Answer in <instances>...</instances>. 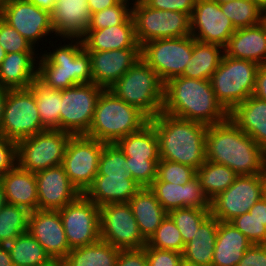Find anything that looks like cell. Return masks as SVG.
Returning a JSON list of instances; mask_svg holds the SVG:
<instances>
[{
	"instance_id": "1",
	"label": "cell",
	"mask_w": 266,
	"mask_h": 266,
	"mask_svg": "<svg viewBox=\"0 0 266 266\" xmlns=\"http://www.w3.org/2000/svg\"><path fill=\"white\" fill-rule=\"evenodd\" d=\"M206 160L225 165L238 176L255 175L263 170L266 152L229 117L208 126Z\"/></svg>"
},
{
	"instance_id": "2",
	"label": "cell",
	"mask_w": 266,
	"mask_h": 266,
	"mask_svg": "<svg viewBox=\"0 0 266 266\" xmlns=\"http://www.w3.org/2000/svg\"><path fill=\"white\" fill-rule=\"evenodd\" d=\"M162 112L207 126L229 118L219 103L211 81L178 76L164 84Z\"/></svg>"
},
{
	"instance_id": "3",
	"label": "cell",
	"mask_w": 266,
	"mask_h": 266,
	"mask_svg": "<svg viewBox=\"0 0 266 266\" xmlns=\"http://www.w3.org/2000/svg\"><path fill=\"white\" fill-rule=\"evenodd\" d=\"M149 122L158 137L160 160L178 162L195 170L206 161L207 125L164 112Z\"/></svg>"
},
{
	"instance_id": "4",
	"label": "cell",
	"mask_w": 266,
	"mask_h": 266,
	"mask_svg": "<svg viewBox=\"0 0 266 266\" xmlns=\"http://www.w3.org/2000/svg\"><path fill=\"white\" fill-rule=\"evenodd\" d=\"M69 40L70 43L44 53L37 61V77L52 89L93 82L90 54L82 39Z\"/></svg>"
},
{
	"instance_id": "5",
	"label": "cell",
	"mask_w": 266,
	"mask_h": 266,
	"mask_svg": "<svg viewBox=\"0 0 266 266\" xmlns=\"http://www.w3.org/2000/svg\"><path fill=\"white\" fill-rule=\"evenodd\" d=\"M149 118L138 108L117 98L109 89L100 94L91 127L85 135L106 144L141 130Z\"/></svg>"
},
{
	"instance_id": "6",
	"label": "cell",
	"mask_w": 266,
	"mask_h": 266,
	"mask_svg": "<svg viewBox=\"0 0 266 266\" xmlns=\"http://www.w3.org/2000/svg\"><path fill=\"white\" fill-rule=\"evenodd\" d=\"M109 90L149 119L162 112L164 83L141 58Z\"/></svg>"
},
{
	"instance_id": "7",
	"label": "cell",
	"mask_w": 266,
	"mask_h": 266,
	"mask_svg": "<svg viewBox=\"0 0 266 266\" xmlns=\"http://www.w3.org/2000/svg\"><path fill=\"white\" fill-rule=\"evenodd\" d=\"M258 68L257 63L223 54L210 81L217 100L228 113L253 95Z\"/></svg>"
},
{
	"instance_id": "8",
	"label": "cell",
	"mask_w": 266,
	"mask_h": 266,
	"mask_svg": "<svg viewBox=\"0 0 266 266\" xmlns=\"http://www.w3.org/2000/svg\"><path fill=\"white\" fill-rule=\"evenodd\" d=\"M132 2V18L140 46L156 39L191 35V21L188 14L153 9L143 0H132Z\"/></svg>"
},
{
	"instance_id": "9",
	"label": "cell",
	"mask_w": 266,
	"mask_h": 266,
	"mask_svg": "<svg viewBox=\"0 0 266 266\" xmlns=\"http://www.w3.org/2000/svg\"><path fill=\"white\" fill-rule=\"evenodd\" d=\"M45 130L47 129L41 123L34 91L30 87L9 89L0 133L18 143Z\"/></svg>"
},
{
	"instance_id": "10",
	"label": "cell",
	"mask_w": 266,
	"mask_h": 266,
	"mask_svg": "<svg viewBox=\"0 0 266 266\" xmlns=\"http://www.w3.org/2000/svg\"><path fill=\"white\" fill-rule=\"evenodd\" d=\"M73 135L47 129L17 143L18 166L37 173L62 165L67 144Z\"/></svg>"
},
{
	"instance_id": "11",
	"label": "cell",
	"mask_w": 266,
	"mask_h": 266,
	"mask_svg": "<svg viewBox=\"0 0 266 266\" xmlns=\"http://www.w3.org/2000/svg\"><path fill=\"white\" fill-rule=\"evenodd\" d=\"M192 50L193 37L191 35L156 39L141 45L140 57L165 84L170 79L183 74L192 56Z\"/></svg>"
},
{
	"instance_id": "12",
	"label": "cell",
	"mask_w": 266,
	"mask_h": 266,
	"mask_svg": "<svg viewBox=\"0 0 266 266\" xmlns=\"http://www.w3.org/2000/svg\"><path fill=\"white\" fill-rule=\"evenodd\" d=\"M103 90V87L93 82L63 89L60 130L73 136L86 135L93 121L97 100Z\"/></svg>"
},
{
	"instance_id": "13",
	"label": "cell",
	"mask_w": 266,
	"mask_h": 266,
	"mask_svg": "<svg viewBox=\"0 0 266 266\" xmlns=\"http://www.w3.org/2000/svg\"><path fill=\"white\" fill-rule=\"evenodd\" d=\"M106 143L85 135L72 136L62 166L71 183L84 194L98 173L99 158Z\"/></svg>"
},
{
	"instance_id": "14",
	"label": "cell",
	"mask_w": 266,
	"mask_h": 266,
	"mask_svg": "<svg viewBox=\"0 0 266 266\" xmlns=\"http://www.w3.org/2000/svg\"><path fill=\"white\" fill-rule=\"evenodd\" d=\"M99 224L100 239L116 248L142 249L146 245L129 203L101 206Z\"/></svg>"
},
{
	"instance_id": "15",
	"label": "cell",
	"mask_w": 266,
	"mask_h": 266,
	"mask_svg": "<svg viewBox=\"0 0 266 266\" xmlns=\"http://www.w3.org/2000/svg\"><path fill=\"white\" fill-rule=\"evenodd\" d=\"M58 211L70 249L91 245L100 240V207L84 194Z\"/></svg>"
},
{
	"instance_id": "16",
	"label": "cell",
	"mask_w": 266,
	"mask_h": 266,
	"mask_svg": "<svg viewBox=\"0 0 266 266\" xmlns=\"http://www.w3.org/2000/svg\"><path fill=\"white\" fill-rule=\"evenodd\" d=\"M264 196L260 174L238 176L233 184L211 200L210 212L222 222L249 212L251 207Z\"/></svg>"
},
{
	"instance_id": "17",
	"label": "cell",
	"mask_w": 266,
	"mask_h": 266,
	"mask_svg": "<svg viewBox=\"0 0 266 266\" xmlns=\"http://www.w3.org/2000/svg\"><path fill=\"white\" fill-rule=\"evenodd\" d=\"M0 17L34 47L41 38L54 33L50 12L38 8L29 0H5Z\"/></svg>"
},
{
	"instance_id": "18",
	"label": "cell",
	"mask_w": 266,
	"mask_h": 266,
	"mask_svg": "<svg viewBox=\"0 0 266 266\" xmlns=\"http://www.w3.org/2000/svg\"><path fill=\"white\" fill-rule=\"evenodd\" d=\"M190 21L191 36L196 41L217 44L223 48L236 31L222 12L220 4L212 0H197Z\"/></svg>"
},
{
	"instance_id": "19",
	"label": "cell",
	"mask_w": 266,
	"mask_h": 266,
	"mask_svg": "<svg viewBox=\"0 0 266 266\" xmlns=\"http://www.w3.org/2000/svg\"><path fill=\"white\" fill-rule=\"evenodd\" d=\"M28 232L42 245L50 258L64 260L71 250L58 210L30 212Z\"/></svg>"
},
{
	"instance_id": "20",
	"label": "cell",
	"mask_w": 266,
	"mask_h": 266,
	"mask_svg": "<svg viewBox=\"0 0 266 266\" xmlns=\"http://www.w3.org/2000/svg\"><path fill=\"white\" fill-rule=\"evenodd\" d=\"M39 210H59L81 193L71 183L62 165L35 173Z\"/></svg>"
},
{
	"instance_id": "21",
	"label": "cell",
	"mask_w": 266,
	"mask_h": 266,
	"mask_svg": "<svg viewBox=\"0 0 266 266\" xmlns=\"http://www.w3.org/2000/svg\"><path fill=\"white\" fill-rule=\"evenodd\" d=\"M93 83L109 89L140 59V48L88 51Z\"/></svg>"
},
{
	"instance_id": "22",
	"label": "cell",
	"mask_w": 266,
	"mask_h": 266,
	"mask_svg": "<svg viewBox=\"0 0 266 266\" xmlns=\"http://www.w3.org/2000/svg\"><path fill=\"white\" fill-rule=\"evenodd\" d=\"M149 189L155 194L156 199L167 213L184 207L211 208V201L201 188L197 176L185 185L162 182L156 178Z\"/></svg>"
},
{
	"instance_id": "23",
	"label": "cell",
	"mask_w": 266,
	"mask_h": 266,
	"mask_svg": "<svg viewBox=\"0 0 266 266\" xmlns=\"http://www.w3.org/2000/svg\"><path fill=\"white\" fill-rule=\"evenodd\" d=\"M55 36L82 39L91 23L87 0H56L50 12Z\"/></svg>"
},
{
	"instance_id": "24",
	"label": "cell",
	"mask_w": 266,
	"mask_h": 266,
	"mask_svg": "<svg viewBox=\"0 0 266 266\" xmlns=\"http://www.w3.org/2000/svg\"><path fill=\"white\" fill-rule=\"evenodd\" d=\"M140 189L129 173L96 175L84 195L101 207L111 203H128Z\"/></svg>"
},
{
	"instance_id": "25",
	"label": "cell",
	"mask_w": 266,
	"mask_h": 266,
	"mask_svg": "<svg viewBox=\"0 0 266 266\" xmlns=\"http://www.w3.org/2000/svg\"><path fill=\"white\" fill-rule=\"evenodd\" d=\"M224 54L259 65L266 63V19L258 25L236 29L224 47Z\"/></svg>"
},
{
	"instance_id": "26",
	"label": "cell",
	"mask_w": 266,
	"mask_h": 266,
	"mask_svg": "<svg viewBox=\"0 0 266 266\" xmlns=\"http://www.w3.org/2000/svg\"><path fill=\"white\" fill-rule=\"evenodd\" d=\"M87 51H109L140 48L132 15L122 24L100 30H88L82 38Z\"/></svg>"
},
{
	"instance_id": "27",
	"label": "cell",
	"mask_w": 266,
	"mask_h": 266,
	"mask_svg": "<svg viewBox=\"0 0 266 266\" xmlns=\"http://www.w3.org/2000/svg\"><path fill=\"white\" fill-rule=\"evenodd\" d=\"M229 117L266 152V101L251 95Z\"/></svg>"
},
{
	"instance_id": "28",
	"label": "cell",
	"mask_w": 266,
	"mask_h": 266,
	"mask_svg": "<svg viewBox=\"0 0 266 266\" xmlns=\"http://www.w3.org/2000/svg\"><path fill=\"white\" fill-rule=\"evenodd\" d=\"M6 201L29 212L38 209L36 175L21 169L18 165L1 177Z\"/></svg>"
},
{
	"instance_id": "29",
	"label": "cell",
	"mask_w": 266,
	"mask_h": 266,
	"mask_svg": "<svg viewBox=\"0 0 266 266\" xmlns=\"http://www.w3.org/2000/svg\"><path fill=\"white\" fill-rule=\"evenodd\" d=\"M35 52H17L6 54L0 64V85L7 89L29 88L37 77ZM36 64V66H34Z\"/></svg>"
},
{
	"instance_id": "30",
	"label": "cell",
	"mask_w": 266,
	"mask_h": 266,
	"mask_svg": "<svg viewBox=\"0 0 266 266\" xmlns=\"http://www.w3.org/2000/svg\"><path fill=\"white\" fill-rule=\"evenodd\" d=\"M252 242L230 222L219 221L212 266H237Z\"/></svg>"
},
{
	"instance_id": "31",
	"label": "cell",
	"mask_w": 266,
	"mask_h": 266,
	"mask_svg": "<svg viewBox=\"0 0 266 266\" xmlns=\"http://www.w3.org/2000/svg\"><path fill=\"white\" fill-rule=\"evenodd\" d=\"M128 203L132 208L140 234L147 241L168 213L149 188H141Z\"/></svg>"
},
{
	"instance_id": "32",
	"label": "cell",
	"mask_w": 266,
	"mask_h": 266,
	"mask_svg": "<svg viewBox=\"0 0 266 266\" xmlns=\"http://www.w3.org/2000/svg\"><path fill=\"white\" fill-rule=\"evenodd\" d=\"M219 220L210 215L198 228L182 252L183 259L204 266H212Z\"/></svg>"
},
{
	"instance_id": "33",
	"label": "cell",
	"mask_w": 266,
	"mask_h": 266,
	"mask_svg": "<svg viewBox=\"0 0 266 266\" xmlns=\"http://www.w3.org/2000/svg\"><path fill=\"white\" fill-rule=\"evenodd\" d=\"M224 48L217 44L203 43L193 38V50L181 76L186 78L210 80L217 70Z\"/></svg>"
},
{
	"instance_id": "34",
	"label": "cell",
	"mask_w": 266,
	"mask_h": 266,
	"mask_svg": "<svg viewBox=\"0 0 266 266\" xmlns=\"http://www.w3.org/2000/svg\"><path fill=\"white\" fill-rule=\"evenodd\" d=\"M116 144L127 160H160L158 137L150 122L141 130L121 138Z\"/></svg>"
},
{
	"instance_id": "35",
	"label": "cell",
	"mask_w": 266,
	"mask_h": 266,
	"mask_svg": "<svg viewBox=\"0 0 266 266\" xmlns=\"http://www.w3.org/2000/svg\"><path fill=\"white\" fill-rule=\"evenodd\" d=\"M120 250L100 239L94 244L71 249L63 260L64 266H116Z\"/></svg>"
},
{
	"instance_id": "36",
	"label": "cell",
	"mask_w": 266,
	"mask_h": 266,
	"mask_svg": "<svg viewBox=\"0 0 266 266\" xmlns=\"http://www.w3.org/2000/svg\"><path fill=\"white\" fill-rule=\"evenodd\" d=\"M30 88L34 91L41 123L46 129L60 130L62 90L52 89L36 77Z\"/></svg>"
},
{
	"instance_id": "37",
	"label": "cell",
	"mask_w": 266,
	"mask_h": 266,
	"mask_svg": "<svg viewBox=\"0 0 266 266\" xmlns=\"http://www.w3.org/2000/svg\"><path fill=\"white\" fill-rule=\"evenodd\" d=\"M196 176L210 201L228 189L238 177L229 167L208 160L196 170Z\"/></svg>"
},
{
	"instance_id": "38",
	"label": "cell",
	"mask_w": 266,
	"mask_h": 266,
	"mask_svg": "<svg viewBox=\"0 0 266 266\" xmlns=\"http://www.w3.org/2000/svg\"><path fill=\"white\" fill-rule=\"evenodd\" d=\"M6 246L14 266H38L51 259L29 232L18 236Z\"/></svg>"
},
{
	"instance_id": "39",
	"label": "cell",
	"mask_w": 266,
	"mask_h": 266,
	"mask_svg": "<svg viewBox=\"0 0 266 266\" xmlns=\"http://www.w3.org/2000/svg\"><path fill=\"white\" fill-rule=\"evenodd\" d=\"M29 216L25 208L6 203L0 211V244L7 245L28 232Z\"/></svg>"
},
{
	"instance_id": "40",
	"label": "cell",
	"mask_w": 266,
	"mask_h": 266,
	"mask_svg": "<svg viewBox=\"0 0 266 266\" xmlns=\"http://www.w3.org/2000/svg\"><path fill=\"white\" fill-rule=\"evenodd\" d=\"M220 6L235 29L258 25L266 18V13L251 0H233Z\"/></svg>"
},
{
	"instance_id": "41",
	"label": "cell",
	"mask_w": 266,
	"mask_h": 266,
	"mask_svg": "<svg viewBox=\"0 0 266 266\" xmlns=\"http://www.w3.org/2000/svg\"><path fill=\"white\" fill-rule=\"evenodd\" d=\"M179 229L184 244L191 240L200 225L211 215L210 209L184 207L168 213Z\"/></svg>"
},
{
	"instance_id": "42",
	"label": "cell",
	"mask_w": 266,
	"mask_h": 266,
	"mask_svg": "<svg viewBox=\"0 0 266 266\" xmlns=\"http://www.w3.org/2000/svg\"><path fill=\"white\" fill-rule=\"evenodd\" d=\"M146 245L151 248L171 250L179 253L183 252L185 246L179 229L168 214L162 220L157 230L146 241Z\"/></svg>"
},
{
	"instance_id": "43",
	"label": "cell",
	"mask_w": 266,
	"mask_h": 266,
	"mask_svg": "<svg viewBox=\"0 0 266 266\" xmlns=\"http://www.w3.org/2000/svg\"><path fill=\"white\" fill-rule=\"evenodd\" d=\"M130 0H120L116 5L92 13L88 30H100L124 23L132 15Z\"/></svg>"
},
{
	"instance_id": "44",
	"label": "cell",
	"mask_w": 266,
	"mask_h": 266,
	"mask_svg": "<svg viewBox=\"0 0 266 266\" xmlns=\"http://www.w3.org/2000/svg\"><path fill=\"white\" fill-rule=\"evenodd\" d=\"M127 158L117 144H105L99 158L97 175L127 173Z\"/></svg>"
},
{
	"instance_id": "45",
	"label": "cell",
	"mask_w": 266,
	"mask_h": 266,
	"mask_svg": "<svg viewBox=\"0 0 266 266\" xmlns=\"http://www.w3.org/2000/svg\"><path fill=\"white\" fill-rule=\"evenodd\" d=\"M196 176V170L190 166L169 160L158 163L157 178L162 182L185 185Z\"/></svg>"
},
{
	"instance_id": "46",
	"label": "cell",
	"mask_w": 266,
	"mask_h": 266,
	"mask_svg": "<svg viewBox=\"0 0 266 266\" xmlns=\"http://www.w3.org/2000/svg\"><path fill=\"white\" fill-rule=\"evenodd\" d=\"M229 222L252 244H266V226L250 212L236 216Z\"/></svg>"
},
{
	"instance_id": "47",
	"label": "cell",
	"mask_w": 266,
	"mask_h": 266,
	"mask_svg": "<svg viewBox=\"0 0 266 266\" xmlns=\"http://www.w3.org/2000/svg\"><path fill=\"white\" fill-rule=\"evenodd\" d=\"M0 45L9 53L35 52L34 46L0 17Z\"/></svg>"
},
{
	"instance_id": "48",
	"label": "cell",
	"mask_w": 266,
	"mask_h": 266,
	"mask_svg": "<svg viewBox=\"0 0 266 266\" xmlns=\"http://www.w3.org/2000/svg\"><path fill=\"white\" fill-rule=\"evenodd\" d=\"M160 160H127V173L141 188H149L157 178Z\"/></svg>"
},
{
	"instance_id": "49",
	"label": "cell",
	"mask_w": 266,
	"mask_h": 266,
	"mask_svg": "<svg viewBox=\"0 0 266 266\" xmlns=\"http://www.w3.org/2000/svg\"><path fill=\"white\" fill-rule=\"evenodd\" d=\"M146 251L148 266H179L183 257L182 253L151 248L147 245L143 247Z\"/></svg>"
},
{
	"instance_id": "50",
	"label": "cell",
	"mask_w": 266,
	"mask_h": 266,
	"mask_svg": "<svg viewBox=\"0 0 266 266\" xmlns=\"http://www.w3.org/2000/svg\"><path fill=\"white\" fill-rule=\"evenodd\" d=\"M17 165V143L0 133V176H4Z\"/></svg>"
},
{
	"instance_id": "51",
	"label": "cell",
	"mask_w": 266,
	"mask_h": 266,
	"mask_svg": "<svg viewBox=\"0 0 266 266\" xmlns=\"http://www.w3.org/2000/svg\"><path fill=\"white\" fill-rule=\"evenodd\" d=\"M143 1L153 9L184 12L191 17L197 0H143Z\"/></svg>"
},
{
	"instance_id": "52",
	"label": "cell",
	"mask_w": 266,
	"mask_h": 266,
	"mask_svg": "<svg viewBox=\"0 0 266 266\" xmlns=\"http://www.w3.org/2000/svg\"><path fill=\"white\" fill-rule=\"evenodd\" d=\"M237 266H266V244H252Z\"/></svg>"
},
{
	"instance_id": "53",
	"label": "cell",
	"mask_w": 266,
	"mask_h": 266,
	"mask_svg": "<svg viewBox=\"0 0 266 266\" xmlns=\"http://www.w3.org/2000/svg\"><path fill=\"white\" fill-rule=\"evenodd\" d=\"M116 266H148L146 251L143 248L120 250Z\"/></svg>"
},
{
	"instance_id": "54",
	"label": "cell",
	"mask_w": 266,
	"mask_h": 266,
	"mask_svg": "<svg viewBox=\"0 0 266 266\" xmlns=\"http://www.w3.org/2000/svg\"><path fill=\"white\" fill-rule=\"evenodd\" d=\"M253 96L266 101V63L260 64L257 70Z\"/></svg>"
},
{
	"instance_id": "55",
	"label": "cell",
	"mask_w": 266,
	"mask_h": 266,
	"mask_svg": "<svg viewBox=\"0 0 266 266\" xmlns=\"http://www.w3.org/2000/svg\"><path fill=\"white\" fill-rule=\"evenodd\" d=\"M259 221L266 226V197H262L249 210Z\"/></svg>"
},
{
	"instance_id": "56",
	"label": "cell",
	"mask_w": 266,
	"mask_h": 266,
	"mask_svg": "<svg viewBox=\"0 0 266 266\" xmlns=\"http://www.w3.org/2000/svg\"><path fill=\"white\" fill-rule=\"evenodd\" d=\"M120 0H87L90 13H96L116 5Z\"/></svg>"
},
{
	"instance_id": "57",
	"label": "cell",
	"mask_w": 266,
	"mask_h": 266,
	"mask_svg": "<svg viewBox=\"0 0 266 266\" xmlns=\"http://www.w3.org/2000/svg\"><path fill=\"white\" fill-rule=\"evenodd\" d=\"M0 266H14L6 245L0 244Z\"/></svg>"
},
{
	"instance_id": "58",
	"label": "cell",
	"mask_w": 266,
	"mask_h": 266,
	"mask_svg": "<svg viewBox=\"0 0 266 266\" xmlns=\"http://www.w3.org/2000/svg\"><path fill=\"white\" fill-rule=\"evenodd\" d=\"M38 8L51 12L54 8L56 0H29Z\"/></svg>"
},
{
	"instance_id": "59",
	"label": "cell",
	"mask_w": 266,
	"mask_h": 266,
	"mask_svg": "<svg viewBox=\"0 0 266 266\" xmlns=\"http://www.w3.org/2000/svg\"><path fill=\"white\" fill-rule=\"evenodd\" d=\"M8 90L9 89L0 85V128L2 124L4 106H5Z\"/></svg>"
},
{
	"instance_id": "60",
	"label": "cell",
	"mask_w": 266,
	"mask_h": 266,
	"mask_svg": "<svg viewBox=\"0 0 266 266\" xmlns=\"http://www.w3.org/2000/svg\"><path fill=\"white\" fill-rule=\"evenodd\" d=\"M38 266H64V261L56 258H51L47 262Z\"/></svg>"
},
{
	"instance_id": "61",
	"label": "cell",
	"mask_w": 266,
	"mask_h": 266,
	"mask_svg": "<svg viewBox=\"0 0 266 266\" xmlns=\"http://www.w3.org/2000/svg\"><path fill=\"white\" fill-rule=\"evenodd\" d=\"M6 203H7V201H6V196L4 193V187L0 183V211L6 205Z\"/></svg>"
},
{
	"instance_id": "62",
	"label": "cell",
	"mask_w": 266,
	"mask_h": 266,
	"mask_svg": "<svg viewBox=\"0 0 266 266\" xmlns=\"http://www.w3.org/2000/svg\"><path fill=\"white\" fill-rule=\"evenodd\" d=\"M263 180L264 197H266V162L264 163L263 170L260 173Z\"/></svg>"
},
{
	"instance_id": "63",
	"label": "cell",
	"mask_w": 266,
	"mask_h": 266,
	"mask_svg": "<svg viewBox=\"0 0 266 266\" xmlns=\"http://www.w3.org/2000/svg\"><path fill=\"white\" fill-rule=\"evenodd\" d=\"M266 13V0H251Z\"/></svg>"
},
{
	"instance_id": "64",
	"label": "cell",
	"mask_w": 266,
	"mask_h": 266,
	"mask_svg": "<svg viewBox=\"0 0 266 266\" xmlns=\"http://www.w3.org/2000/svg\"><path fill=\"white\" fill-rule=\"evenodd\" d=\"M179 266H204V265H199V264H196V263H192V262H189L185 259H182L181 263Z\"/></svg>"
},
{
	"instance_id": "65",
	"label": "cell",
	"mask_w": 266,
	"mask_h": 266,
	"mask_svg": "<svg viewBox=\"0 0 266 266\" xmlns=\"http://www.w3.org/2000/svg\"><path fill=\"white\" fill-rule=\"evenodd\" d=\"M6 54H7L6 51L0 45V64L2 63V61L4 60V58L6 57Z\"/></svg>"
},
{
	"instance_id": "66",
	"label": "cell",
	"mask_w": 266,
	"mask_h": 266,
	"mask_svg": "<svg viewBox=\"0 0 266 266\" xmlns=\"http://www.w3.org/2000/svg\"><path fill=\"white\" fill-rule=\"evenodd\" d=\"M212 1L217 2L218 4H225L233 0H212Z\"/></svg>"
},
{
	"instance_id": "67",
	"label": "cell",
	"mask_w": 266,
	"mask_h": 266,
	"mask_svg": "<svg viewBox=\"0 0 266 266\" xmlns=\"http://www.w3.org/2000/svg\"><path fill=\"white\" fill-rule=\"evenodd\" d=\"M5 0H0V10Z\"/></svg>"
}]
</instances>
